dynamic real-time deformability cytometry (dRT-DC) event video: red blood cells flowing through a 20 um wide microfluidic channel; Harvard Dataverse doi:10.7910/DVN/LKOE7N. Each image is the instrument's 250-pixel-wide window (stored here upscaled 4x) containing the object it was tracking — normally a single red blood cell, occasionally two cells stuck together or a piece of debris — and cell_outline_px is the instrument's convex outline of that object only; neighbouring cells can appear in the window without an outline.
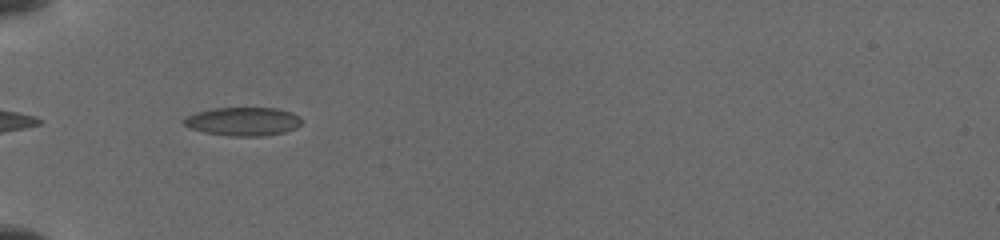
{"species": "common noctule bat (a hibernating species)", "species_latin": "Nyctalus noctula", "temperature_condition": "cold", "stored_images_in_passage": 40, "camera_frame_rate_fps": 3000, "um_per_image_px": 0.085, "animal": {"sex": "female", "body_mass_g": 19.5, "forearm_length_mm": 54.1}, "frame": {"image": 1, "passage_image": 2, "time_ms": 0.333, "image_size_px": [1000, 240], "cell_outline_px": [[300, 124], [296, 128], [284, 132], [264, 136], [232, 136], [204, 132], [188, 128], [180, 120], [196, 112], [212, 108], [276, 108], [292, 112], [300, 116]], "centroid_in_image_um": [20.64, 10.32], "position_along_channel_um": 64.4, "area_um2": 19.65}}
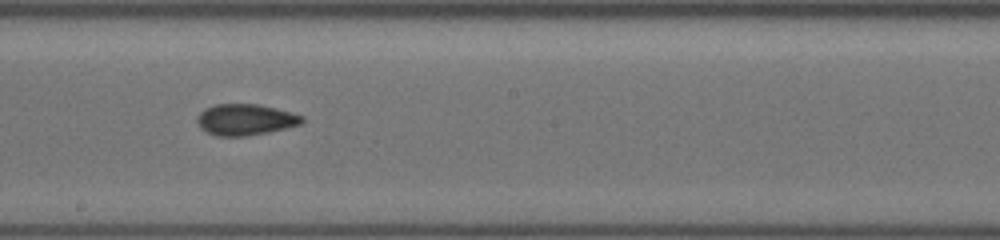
{"frame": {"image": 2, "passage_image": 18, "time_ms": 4.667, "image_size_px": [1000, 240], "cell_outline_px": [[304, 120], [300, 124], [268, 132], [244, 136], [216, 136], [200, 128], [196, 120], [196, 116], [204, 108], [216, 104], [260, 104], [292, 112], [304, 116]], "centroid_in_image_um": [20.83, 10.16], "position_along_channel_um": 227.4, "area_um2": 19.13}}
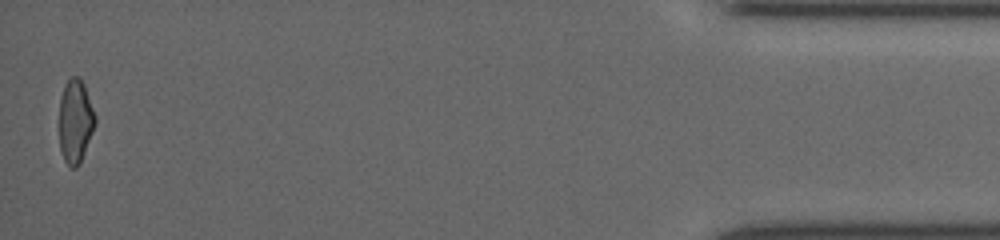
{"frame": {"image": 3, "passage_image": 40, "time_ms": 11.667, "image_size_px": [1000, 240], "cell_outline_px": [[96, 120], [92, 132], [80, 164], [76, 168], [68, 168], [64, 160], [60, 148], [60, 96], [64, 84], [72, 76], [80, 76], [84, 84], [96, 116]], "centroid_in_image_um": [6.4, 10.3], "position_along_channel_um": 428.8, "area_um2": 17.57}}